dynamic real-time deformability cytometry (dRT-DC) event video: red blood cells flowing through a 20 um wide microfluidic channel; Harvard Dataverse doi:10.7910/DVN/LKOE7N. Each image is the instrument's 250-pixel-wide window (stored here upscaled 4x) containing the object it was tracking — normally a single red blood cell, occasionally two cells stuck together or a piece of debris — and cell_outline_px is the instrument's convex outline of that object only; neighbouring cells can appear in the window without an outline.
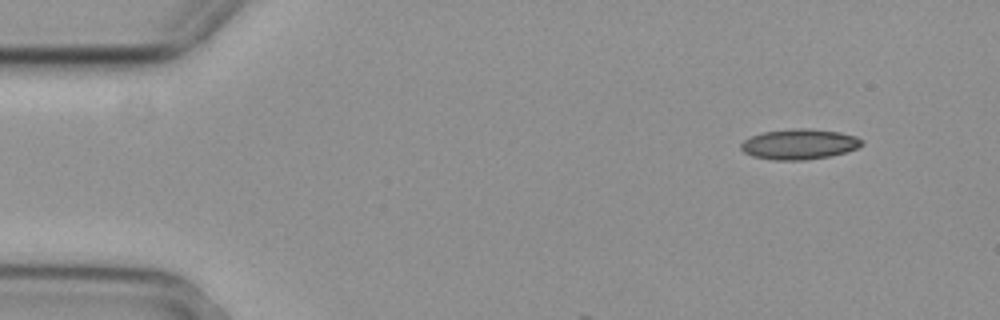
{"species": "common noctule bat (a hibernating species)", "species_latin": "Nyctalus noctula", "temperature_condition": "cold", "stored_images_in_passage": 3, "camera_frame_rate_fps": 3000, "um_per_image_px": 0.085, "animal": {"sex": "female", "body_mass_g": 29.2, "forearm_length_mm": 56.3}, "frame": {"image": 1, "passage_image": 1, "time_ms": 0.0, "image_size_px": [1000, 320], "cell_outline_px": [[864, 144], [856, 148], [832, 156], [808, 160], [772, 160], [752, 156], [744, 152], [740, 148], [740, 144], [744, 140], [752, 136], [764, 132], [796, 128], [812, 128], [840, 132], [856, 136], [864, 140]], "centroid_in_image_um": [67.96, 12.26], "position_along_channel_um": 17.0, "area_um2": 21.56}}
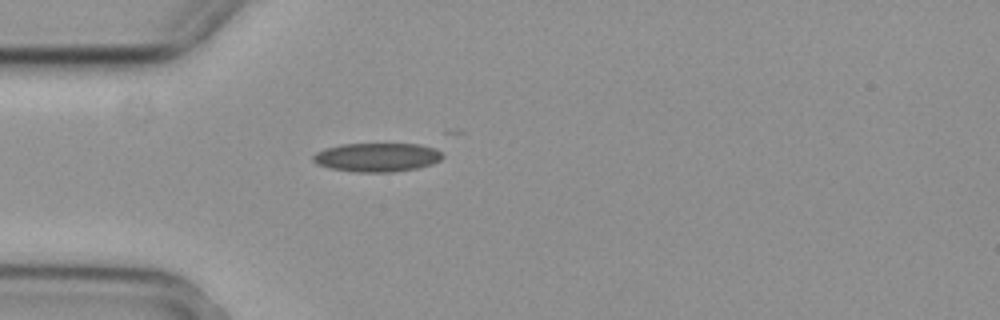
{"frame": {"image": 2, "passage_image": 3, "time_ms": 0.667, "image_size_px": [1000, 320], "cell_outline_px": [[444, 156], [440, 160], [432, 164], [416, 168], [392, 172], [356, 172], [332, 168], [316, 164], [312, 160], [312, 156], [316, 152], [324, 148], [340, 144], [420, 144], [432, 148], [440, 152]], "centroid_in_image_um": [32.01, 13.36], "position_along_channel_um": 53.0, "area_um2": 21.68}}